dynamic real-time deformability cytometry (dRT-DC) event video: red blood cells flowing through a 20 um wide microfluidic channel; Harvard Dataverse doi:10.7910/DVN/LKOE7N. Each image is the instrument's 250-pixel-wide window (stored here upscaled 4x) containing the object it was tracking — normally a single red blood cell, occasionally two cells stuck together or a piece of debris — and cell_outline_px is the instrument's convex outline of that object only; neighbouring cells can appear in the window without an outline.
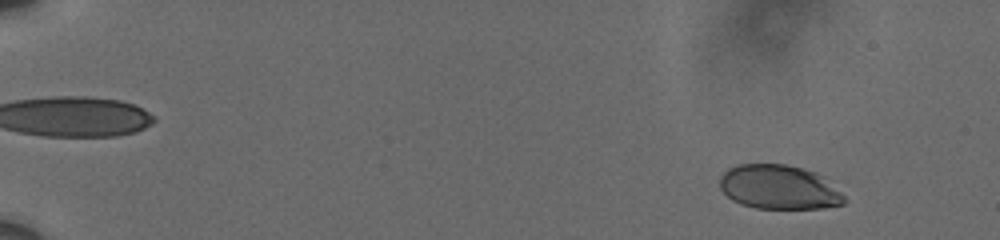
{"species": "human", "species_latin": "Homo sapiens", "temperature_condition": "cold", "stored_images_in_passage": 60, "camera_frame_rate_fps": 3000, "um_per_image_px": 0.085, "donor": {"sex": "male"}, "frame": {"image": 1, "passage_image": 6, "time_ms": 1.667, "image_size_px": [1000, 240], "cell_outline_px": [[848, 200], [844, 204], [820, 208], [756, 208], [740, 204], [732, 200], [720, 188], [720, 176], [728, 168], [740, 164], [784, 164], [804, 168], [816, 172], [824, 176]], "centroid_in_image_um": [66.22, 15.9], "position_along_channel_um": 18.8, "area_um2": 32.19}}
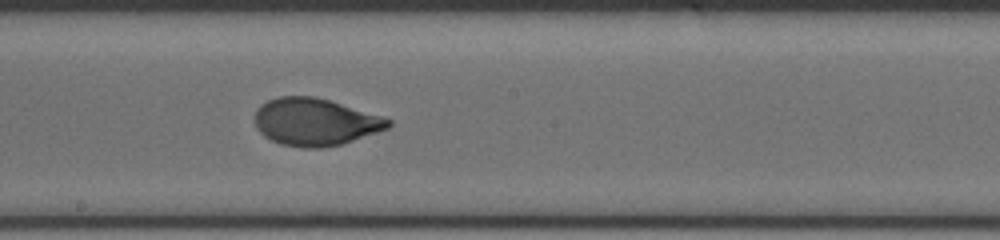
{"frame": {"image": 2, "passage_image": 36, "time_ms": 11.667, "image_size_px": [1000, 240], "cell_outline_px": [[392, 124], [388, 128], [340, 144], [320, 148], [304, 148], [280, 144], [264, 136], [256, 128], [256, 108], [260, 104], [268, 100], [280, 96], [312, 96], [328, 100], [380, 116], [392, 120]], "centroid_in_image_um": [26.74, 10.36], "position_along_channel_um": 221.5, "area_um2": 36.36}}
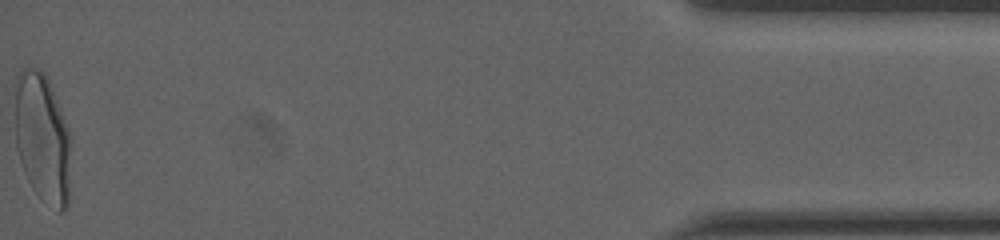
{"frame": {"image": 3, "passage_image": 60, "time_ms": 19.667, "image_size_px": [1000, 240], "cell_outline_px": [[72, 140], [68, 204], [64, 212], [60, 212], [40, 200], [32, 188], [24, 172], [16, 148], [12, 88], [16, 72], [24, 68], [36, 68], [44, 72], [48, 80], [60, 108], [68, 128]], "centroid_in_image_um": [3.57, 11.71], "position_along_channel_um": 431.6, "area_um2": 43.81}, "authors_computed_cell_mechanics": {"area_um2": 35.8938, "velocity_mm_per_s": 3.6132, "shape_relaxation_time_tau1_ms": 3.4863, "shape_relaxation_time_tau2_ms": null, "deformation_change_tau1": 0.1656, "deformation_change_tau2": null}}